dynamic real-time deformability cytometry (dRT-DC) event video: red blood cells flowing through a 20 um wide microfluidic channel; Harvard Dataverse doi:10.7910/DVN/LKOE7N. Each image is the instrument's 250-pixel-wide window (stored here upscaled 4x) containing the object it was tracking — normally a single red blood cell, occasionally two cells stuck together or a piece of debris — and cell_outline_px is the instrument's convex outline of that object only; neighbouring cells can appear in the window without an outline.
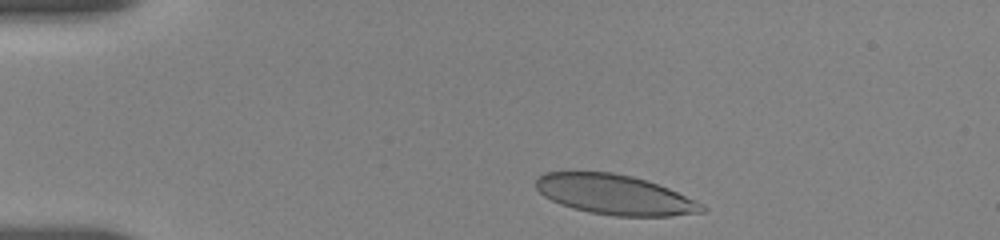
{"species": "human", "species_latin": "Homo sapiens", "temperature_condition": "room temperature", "stored_images_in_passage": 6, "camera_frame_rate_fps": 3000, "um_per_image_px": 0.085, "donor": {"sex": "female"}, "frame": {"image": 1, "passage_image": 2, "time_ms": 0.667, "image_size_px": [1000, 240], "cell_outline_px": [[708, 208], [704, 212], [672, 216], [616, 216], [588, 212], [572, 208], [560, 204], [544, 196], [536, 188], [536, 176], [544, 172], [612, 172], [632, 176], [648, 180], [668, 188], [696, 200], [704, 204]], "centroid_in_image_um": [52.27, 16.55], "position_along_channel_um": 32.7, "area_um2": 38.84}}
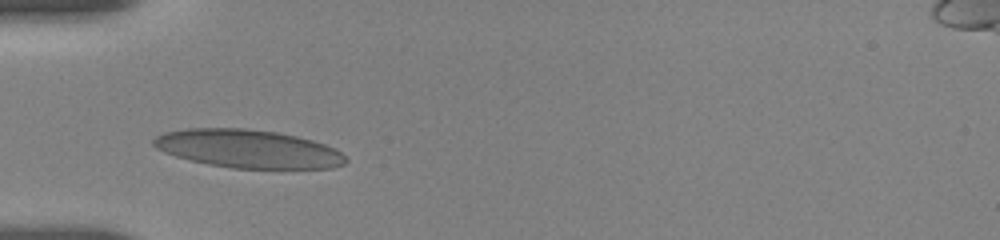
{"frame": {"image": 2, "passage_image": 5, "time_ms": 3.0, "image_size_px": [1000, 240], "cell_outline_px": [[348, 160], [344, 164], [332, 168], [232, 168], [208, 164], [176, 156], [164, 152], [156, 148], [152, 144], [152, 140], [156, 136], [164, 132], [188, 128], [244, 128], [276, 132], [296, 136], [312, 140], [336, 148]], "centroid_in_image_um": [21.07, 12.64], "position_along_channel_um": 63.9, "area_um2": 42.71}}